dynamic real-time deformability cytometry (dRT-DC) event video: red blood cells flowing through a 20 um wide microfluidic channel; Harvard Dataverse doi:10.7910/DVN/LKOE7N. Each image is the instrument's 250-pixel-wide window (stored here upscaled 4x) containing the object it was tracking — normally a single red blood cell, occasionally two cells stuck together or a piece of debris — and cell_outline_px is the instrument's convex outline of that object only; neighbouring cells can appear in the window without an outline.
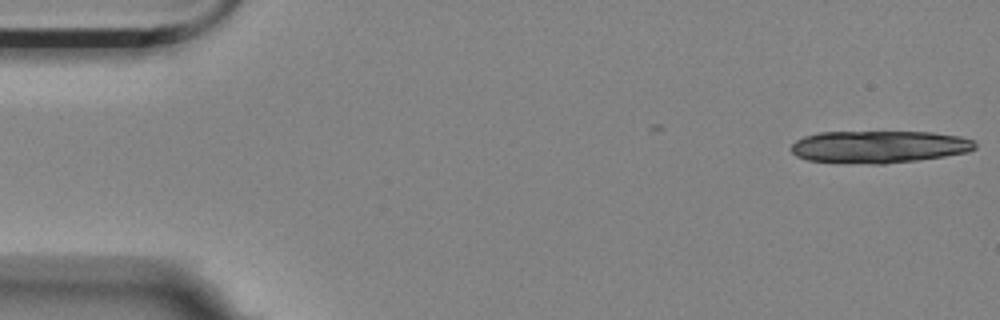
{"species": "Egyptian fruit bat (a non-hibernating species)", "species_latin": "Rousettus aegyptiacus", "temperature_condition": "room temperature", "stored_images_in_passage": 4, "segment_of_instrument_passage": [2, 2], "camera_frame_rate_fps": 3000, "um_per_image_px": 0.085, "animal": {"sex": "female"}, "frame": {"image": 1, "passage_image": 4, "time_ms": 1.0, "image_size_px": [1000, 320], "cell_outline_px": [[976, 148], [968, 152], [944, 156], [916, 160], [884, 164], [872, 164], [808, 160], [796, 156], [792, 152], [792, 144], [796, 140], [804, 136], [820, 132], [932, 132], [960, 136], [972, 140], [976, 144]], "centroid_in_image_um": [74.72, 12.47], "position_along_channel_um": 10.3, "area_um2": 34.51}}